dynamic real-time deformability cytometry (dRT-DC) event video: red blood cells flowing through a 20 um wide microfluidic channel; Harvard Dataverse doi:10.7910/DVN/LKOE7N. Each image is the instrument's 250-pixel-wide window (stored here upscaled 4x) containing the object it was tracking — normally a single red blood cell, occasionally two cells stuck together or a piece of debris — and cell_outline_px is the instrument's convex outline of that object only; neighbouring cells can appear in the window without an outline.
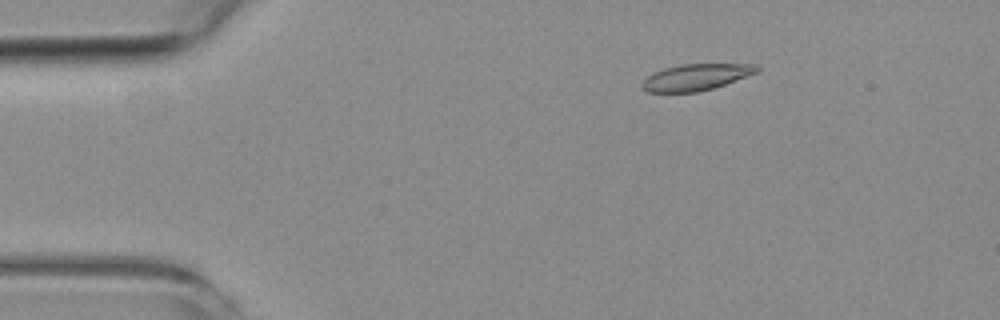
{"species": "common noctule bat (a hibernating species)", "species_latin": "Nyctalus noctula", "temperature_condition": "room temperature", "stored_images_in_passage": 3, "camera_frame_rate_fps": 3000, "um_per_image_px": 0.085, "animal": {"sex": "female", "body_mass_g": 19.3, "forearm_length_mm": 54.1}, "frame": {"image": 1, "passage_image": 1, "time_ms": 0.0, "image_size_px": [1000, 320], "cell_outline_px": [[760, 72], [712, 88], [696, 92], [648, 92], [640, 84], [652, 72], [664, 68], [680, 64], [756, 64], [760, 68]], "centroid_in_image_um": [59.17, 6.54], "position_along_channel_um": 25.8, "area_um2": 17.63}}